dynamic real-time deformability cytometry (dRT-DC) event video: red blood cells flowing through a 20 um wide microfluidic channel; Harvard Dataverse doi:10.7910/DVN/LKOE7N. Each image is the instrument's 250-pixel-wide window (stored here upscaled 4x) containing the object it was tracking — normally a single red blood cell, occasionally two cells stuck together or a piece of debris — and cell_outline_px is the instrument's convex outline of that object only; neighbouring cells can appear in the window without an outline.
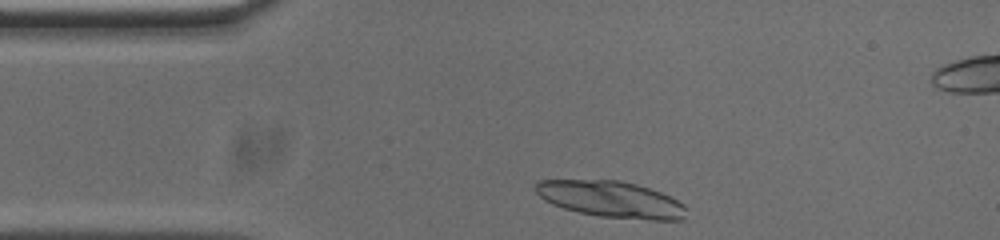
{"species": "common noctule bat (a hibernating species)", "species_latin": "Nyctalus noctula", "temperature_condition": "cold", "stored_images_in_passage": 33, "camera_frame_rate_fps": 3000, "um_per_image_px": 0.085, "animal": {"sex": "male", "body_mass_g": 20.0, "forearm_length_mm": 53.3}, "frame": {"image": 1, "passage_image": 1, "time_ms": 0.0, "image_size_px": [1000, 240], "cell_outline_px": [[684, 220], [648, 220], [600, 216], [580, 212], [564, 208], [552, 204], [544, 200], [536, 192], [536, 184], [540, 180], [620, 180], [636, 184], [660, 192], [684, 204]], "centroid_in_image_um": [51.93, 16.94], "position_along_channel_um": 33.1, "area_um2": 31.62}}